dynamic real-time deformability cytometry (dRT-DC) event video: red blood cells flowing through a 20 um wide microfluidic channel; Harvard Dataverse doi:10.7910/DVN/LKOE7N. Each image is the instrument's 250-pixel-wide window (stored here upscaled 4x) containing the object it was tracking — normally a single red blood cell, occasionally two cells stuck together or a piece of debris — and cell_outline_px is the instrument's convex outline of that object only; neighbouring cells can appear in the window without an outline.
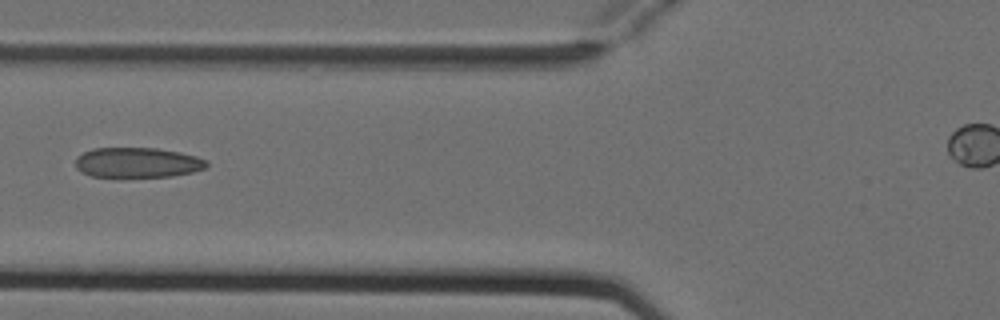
{"species": "Egyptian fruit bat (a non-hibernating species)", "species_latin": "Rousettus aegyptiacus", "temperature_condition": "cold", "stored_images_in_passage": 4, "camera_frame_rate_fps": 3000, "um_per_image_px": 0.085, "animal": {"sex": "female"}, "frame": {"image": 1, "passage_image": 3, "time_ms": 0.667, "image_size_px": [1000, 320], "cell_outline_px": [[208, 164], [204, 168], [192, 172], [172, 176], [92, 176], [80, 172], [76, 168], [76, 156], [92, 148], [156, 148], [180, 152], [196, 156], [208, 160]], "centroid_in_image_um": [11.67, 13.8], "position_along_channel_um": 114.1, "area_um2": 22.89}}
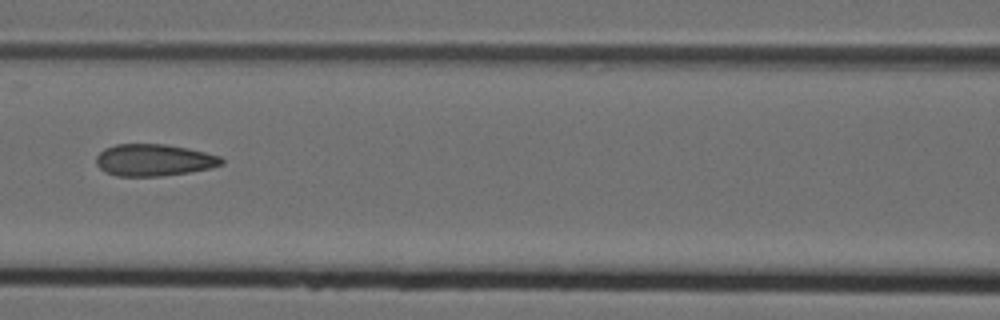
{"frame": {"image": 2, "passage_image": 4, "time_ms": 1.0, "image_size_px": [1000, 320], "cell_outline_px": [[224, 164], [208, 168], [188, 172], [160, 176], [116, 176], [104, 172], [96, 164], [96, 156], [104, 148], [116, 144], [164, 144], [188, 148], [220, 156], [224, 160]], "centroid_in_image_um": [13.05, 13.6], "position_along_channel_um": 153.6, "area_um2": 23.29}}